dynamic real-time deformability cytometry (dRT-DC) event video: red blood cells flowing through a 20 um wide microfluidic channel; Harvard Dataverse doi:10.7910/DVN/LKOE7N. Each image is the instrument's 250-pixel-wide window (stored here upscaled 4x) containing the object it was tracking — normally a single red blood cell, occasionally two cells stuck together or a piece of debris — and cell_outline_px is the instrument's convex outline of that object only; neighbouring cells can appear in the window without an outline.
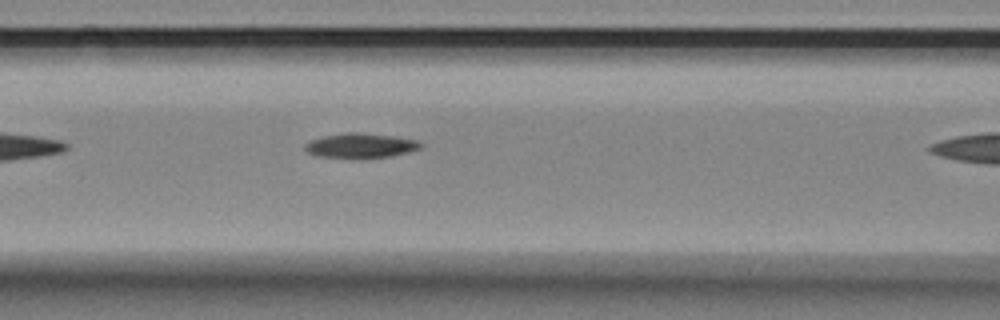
{"species": "Egyptian fruit bat (a non-hibernating species)", "species_latin": "Rousettus aegyptiacus", "temperature_condition": "room temperature", "stored_images_in_passage": 7, "camera_frame_rate_fps": 3000, "um_per_image_px": 0.085, "animal": {"sex": "female"}, "frame": {"image": 1, "passage_image": 6, "time_ms": 1.667, "image_size_px": [1000, 320], "cell_outline_px": [[424, 144], [420, 148], [408, 152], [392, 156], [320, 156], [308, 152], [304, 148], [304, 144], [312, 140], [324, 136], [348, 132], [360, 132], [392, 136], [416, 140]], "centroid_in_image_um": [30.68, 12.34], "position_along_channel_um": 135.9, "area_um2": 15.9}}